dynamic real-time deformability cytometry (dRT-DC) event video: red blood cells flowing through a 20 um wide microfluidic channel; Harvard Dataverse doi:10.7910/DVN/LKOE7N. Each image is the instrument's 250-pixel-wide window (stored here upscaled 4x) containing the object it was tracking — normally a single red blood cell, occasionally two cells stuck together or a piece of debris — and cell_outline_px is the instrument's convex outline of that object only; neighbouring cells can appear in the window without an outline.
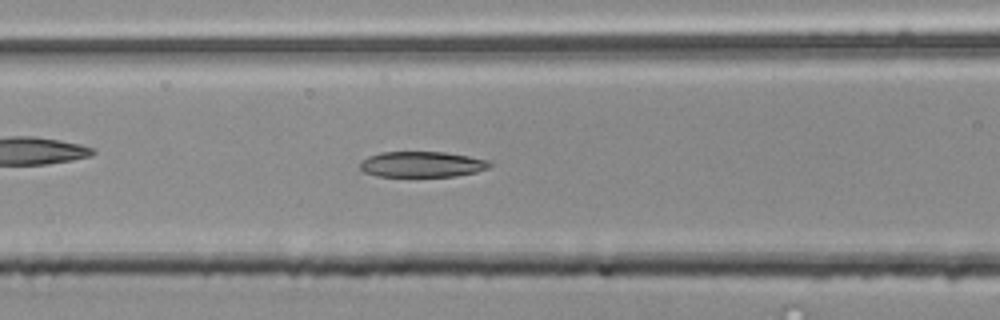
{"species": "common noctule bat (a hibernating species)", "species_latin": "Nyctalus noctula", "temperature_condition": "room temperature", "stored_images_in_passage": 41, "segment_of_instrument_passage": [1, 2], "camera_frame_rate_fps": 3000, "um_per_image_px": 0.085, "animal": {"sex": "male", "body_mass_g": 20.4}, "frame": {"image": 1, "passage_image": 8, "time_ms": 2.333, "image_size_px": [1000, 320], "cell_outline_px": [[492, 164], [488, 168], [476, 172], [456, 176], [376, 176], [364, 172], [360, 168], [360, 160], [368, 156], [380, 152], [444, 152], [468, 156], [488, 160]], "centroid_in_image_um": [35.84, 13.96], "position_along_channel_um": 130.8, "area_um2": 19.42}}
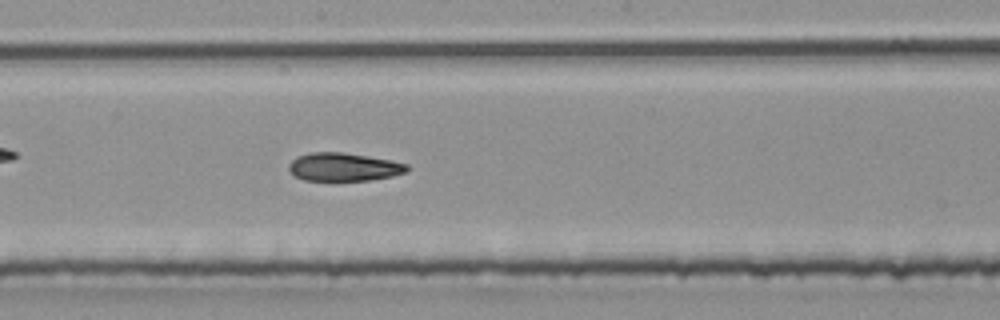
{"frame": {"image": 2, "passage_image": 15, "time_ms": 4.667, "image_size_px": [1000, 320], "cell_outline_px": [[408, 172], [392, 176], [368, 180], [304, 180], [296, 176], [288, 168], [288, 164], [296, 156], [312, 152], [344, 152], [392, 160], [408, 164]], "centroid_in_image_um": [29.23, 14.18], "position_along_channel_um": 219.0, "area_um2": 19.42}}
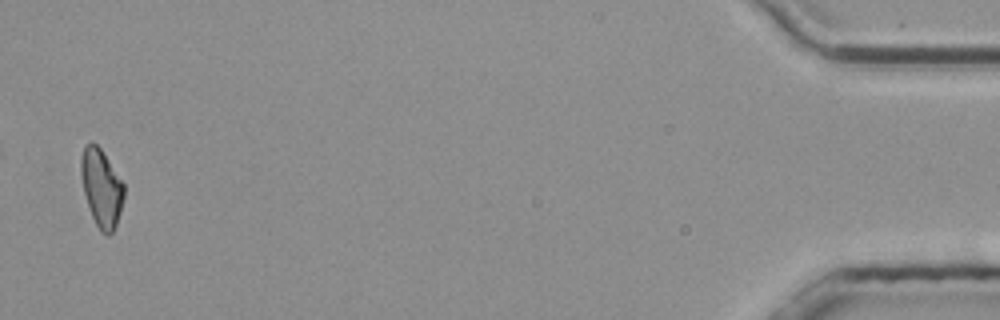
{"frame": {"image": 3, "passage_image": 39, "time_ms": 12.667, "image_size_px": [1000, 320], "cell_outline_px": [[124, 196], [120, 212], [116, 224], [112, 232], [108, 236], [100, 232], [92, 216], [84, 192], [80, 172], [80, 160], [84, 144], [96, 144], [100, 148], [124, 184]], "centroid_in_image_um": [8.61, 15.98], "position_along_channel_um": 426.6, "area_um2": 19.19}}